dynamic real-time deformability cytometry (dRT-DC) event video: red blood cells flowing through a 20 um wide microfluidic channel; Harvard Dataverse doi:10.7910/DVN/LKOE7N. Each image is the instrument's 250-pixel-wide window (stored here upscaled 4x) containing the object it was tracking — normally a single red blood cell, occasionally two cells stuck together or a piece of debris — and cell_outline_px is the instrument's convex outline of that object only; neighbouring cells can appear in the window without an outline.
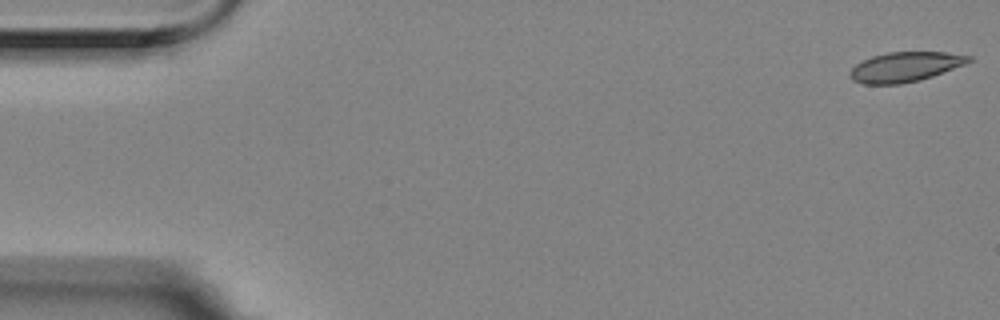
{"species": "Egyptian fruit bat (a non-hibernating species)", "species_latin": "Rousettus aegyptiacus", "temperature_condition": "room temperature", "stored_images_in_passage": 6, "camera_frame_rate_fps": 3000, "um_per_image_px": 0.085, "animal": {"sex": "female"}, "frame": {"image": 1, "passage_image": 1, "time_ms": 0.0, "image_size_px": [1000, 320], "cell_outline_px": [[972, 60], [964, 64], [932, 76], [920, 80], [900, 84], [864, 84], [852, 80], [848, 72], [856, 64], [872, 56], [888, 52], [944, 52], [972, 56]], "centroid_in_image_um": [76.91, 5.68], "position_along_channel_um": 8.1, "area_um2": 20.46}}
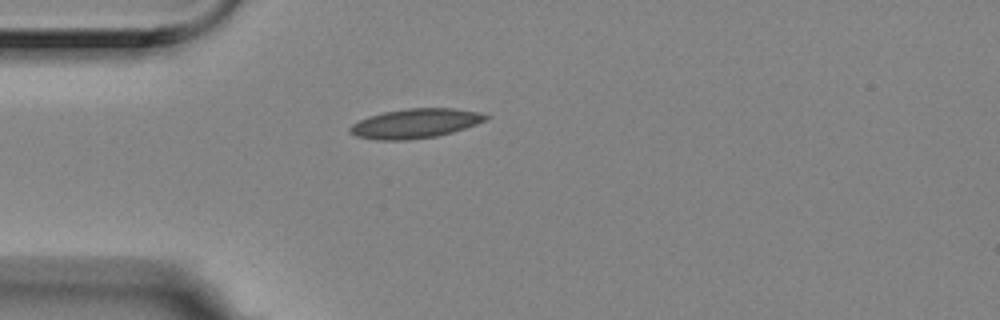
{"frame": {"image": 2, "passage_image": 5, "time_ms": 1.333, "image_size_px": [1000, 320], "cell_outline_px": [[492, 116], [476, 124], [452, 132], [436, 136], [404, 140], [376, 140], [356, 136], [348, 132], [348, 128], [352, 124], [368, 116], [384, 112], [408, 108], [456, 108], [480, 112]], "centroid_in_image_um": [35.28, 10.48], "position_along_channel_um": 49.7, "area_um2": 23.29}}